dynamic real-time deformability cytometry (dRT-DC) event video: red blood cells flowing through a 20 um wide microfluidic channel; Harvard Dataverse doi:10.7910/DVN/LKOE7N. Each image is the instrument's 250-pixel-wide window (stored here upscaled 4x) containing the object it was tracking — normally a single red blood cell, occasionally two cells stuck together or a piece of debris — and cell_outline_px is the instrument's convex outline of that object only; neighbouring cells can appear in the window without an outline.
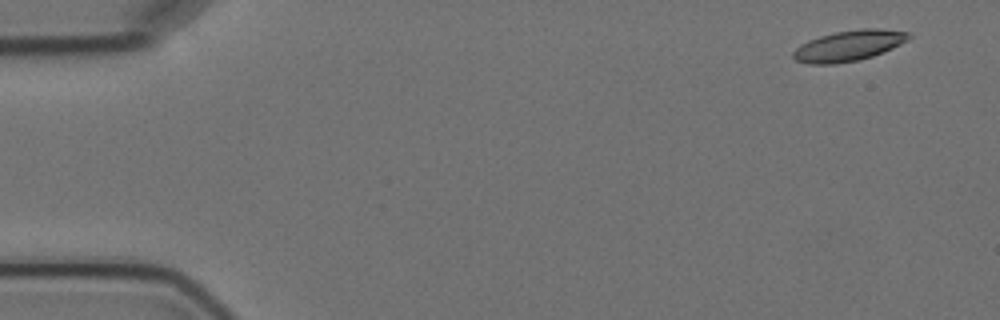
{"species": "Egyptian fruit bat (a non-hibernating species)", "species_latin": "Rousettus aegyptiacus", "temperature_condition": "cold", "stored_images_in_passage": 3, "camera_frame_rate_fps": 3000, "um_per_image_px": 0.085, "animal": {"sex": "female"}, "frame": {"image": 1, "passage_image": 1, "time_ms": 0.0, "image_size_px": [1000, 320], "cell_outline_px": [[912, 36], [908, 40], [884, 52], [860, 60], [836, 64], [808, 64], [796, 60], [792, 56], [792, 52], [800, 44], [808, 40], [820, 36], [836, 32], [864, 28], [880, 28], [912, 32]], "centroid_in_image_um": [72.17, 3.88], "position_along_channel_um": 12.8, "area_um2": 20.87}}